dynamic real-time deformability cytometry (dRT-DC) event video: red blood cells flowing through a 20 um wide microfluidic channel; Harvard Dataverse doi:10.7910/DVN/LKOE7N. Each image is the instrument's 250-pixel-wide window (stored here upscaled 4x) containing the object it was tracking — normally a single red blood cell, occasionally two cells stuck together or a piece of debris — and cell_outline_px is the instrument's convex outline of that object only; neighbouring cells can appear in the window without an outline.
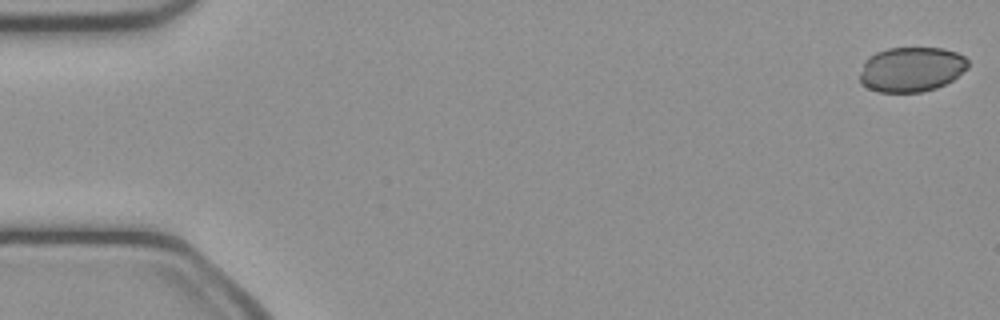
{"species": "common noctule bat (a hibernating species)", "species_latin": "Nyctalus noctula", "temperature_condition": "cold", "stored_images_in_passage": 50, "camera_frame_rate_fps": 3000, "um_per_image_px": 0.085, "animal": {"sex": "female", "body_mass_g": 21.9}, "frame": {"image": 1, "passage_image": 1, "time_ms": 0.0, "image_size_px": [1000, 320], "cell_outline_px": [[968, 68], [952, 80], [936, 88], [924, 92], [880, 92], [868, 88], [860, 84], [860, 72], [864, 60], [868, 56], [876, 52], [888, 48], [944, 48], [956, 52], [964, 56], [968, 60]], "centroid_in_image_um": [77.45, 5.89], "position_along_channel_um": 7.6, "area_um2": 28.5}}
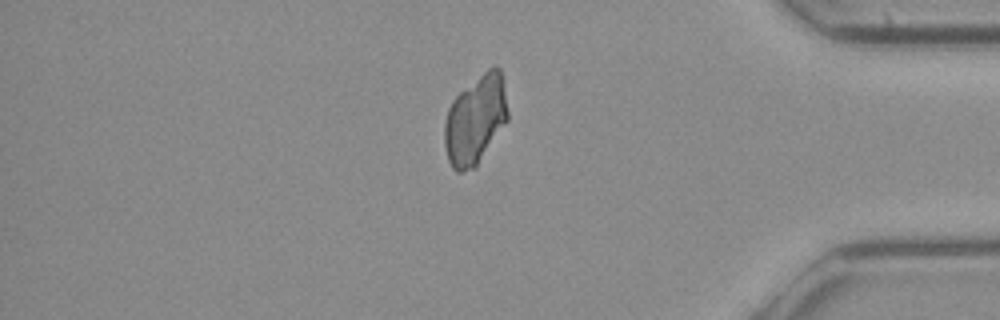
{"frame": {"image": 2, "passage_image": 42, "time_ms": 13.667, "image_size_px": [1000, 320], "cell_outline_px": [[508, 120], [476, 168], [464, 172], [456, 172], [452, 168], [448, 160], [444, 144], [444, 124], [448, 108], [452, 100], [460, 92], [492, 64], [496, 64], [500, 68], [504, 88], [508, 112]], "centroid_in_image_um": [40.41, 10.21], "position_along_channel_um": 394.8, "area_um2": 33.18}}
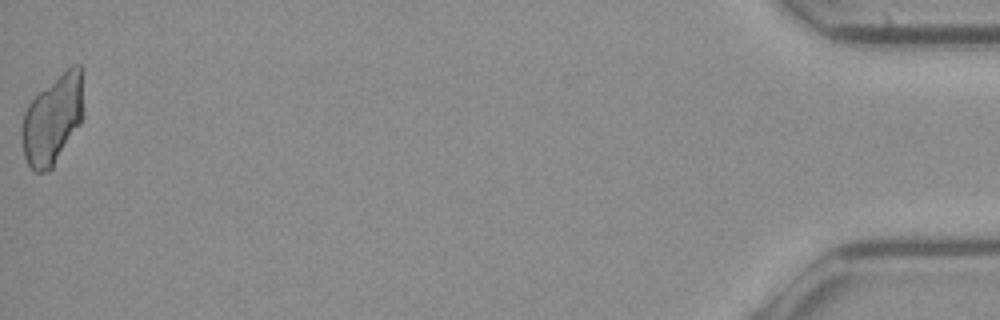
{"frame": {"image": 3, "passage_image": 50, "time_ms": 16.333, "image_size_px": [1000, 320], "cell_outline_px": [[84, 116], [80, 124], [52, 168], [44, 172], [32, 172], [24, 156], [20, 132], [20, 128], [24, 112], [28, 104], [40, 92], [72, 64], [80, 64], [84, 112]], "centroid_in_image_um": [4.46, 10.19], "position_along_channel_um": 430.7, "area_um2": 32.02}}